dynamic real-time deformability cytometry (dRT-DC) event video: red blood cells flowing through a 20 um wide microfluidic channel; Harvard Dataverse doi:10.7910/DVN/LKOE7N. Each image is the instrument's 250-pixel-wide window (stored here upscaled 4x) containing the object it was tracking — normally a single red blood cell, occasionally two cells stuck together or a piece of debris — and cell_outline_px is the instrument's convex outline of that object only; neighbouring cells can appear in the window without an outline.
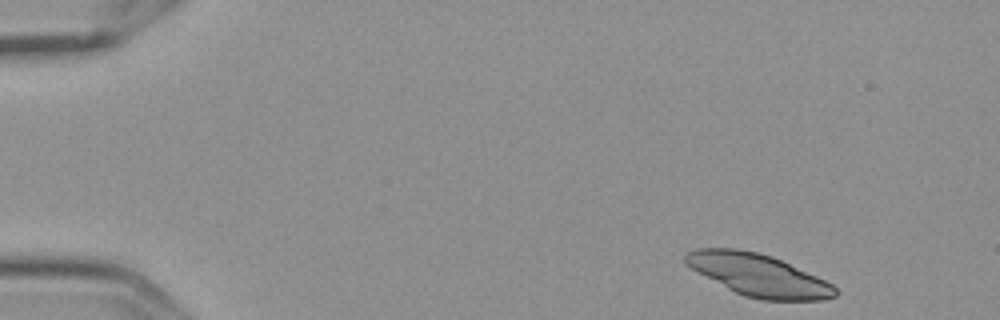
{"species": "Egyptian fruit bat (a non-hibernating species)", "species_latin": "Rousettus aegyptiacus", "temperature_condition": "cold", "stored_images_in_passage": 13, "camera_frame_rate_fps": 3000, "um_per_image_px": 0.085, "frame": {"image": 1, "passage_image": 1, "time_ms": 0.0, "image_size_px": [1000, 320], "cell_outline_px": [[840, 292], [836, 296], [824, 300], [764, 300], [744, 296], [728, 288], [692, 268], [684, 260], [684, 256], [688, 252], [696, 248], [736, 248], [756, 252], [772, 256], [816, 276], [832, 284]], "centroid_in_image_um": [64.5, 23.38], "position_along_channel_um": 20.5, "area_um2": 36.24}}
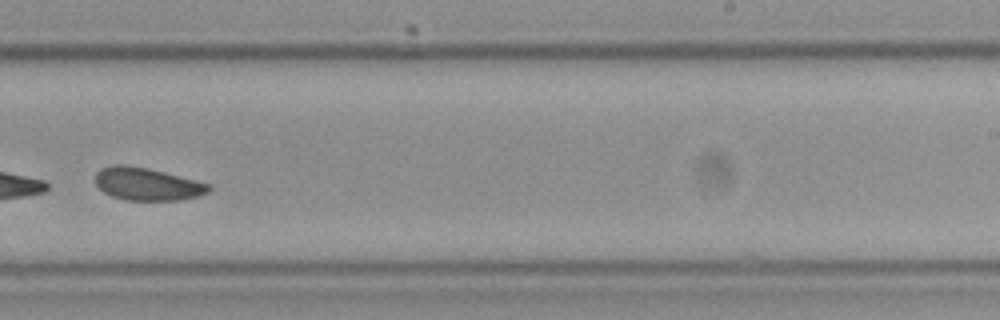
{"frame": {"image": 2, "passage_image": 9, "time_ms": 2.667, "image_size_px": [1000, 320], "cell_outline_px": [[212, 188], [208, 192], [196, 196], [180, 200], [124, 200], [112, 196], [104, 192], [96, 184], [96, 172], [100, 168], [112, 164], [124, 164], [164, 172], [212, 184]], "centroid_in_image_um": [12.5, 15.64], "position_along_channel_um": 276.5, "area_um2": 21.56}}
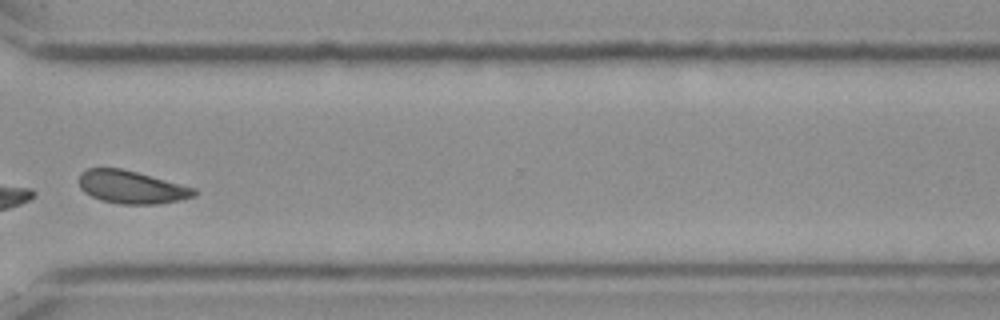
{"frame": {"image": 3, "passage_image": 11, "time_ms": 3.333, "image_size_px": [1000, 320], "cell_outline_px": [[200, 192], [196, 196], [180, 200], [156, 204], [120, 204], [100, 200], [84, 192], [80, 188], [80, 172], [88, 168], [120, 168], [136, 172], [196, 188]], "centroid_in_image_um": [11.2, 15.91], "position_along_channel_um": 359.4, "area_um2": 22.08}}